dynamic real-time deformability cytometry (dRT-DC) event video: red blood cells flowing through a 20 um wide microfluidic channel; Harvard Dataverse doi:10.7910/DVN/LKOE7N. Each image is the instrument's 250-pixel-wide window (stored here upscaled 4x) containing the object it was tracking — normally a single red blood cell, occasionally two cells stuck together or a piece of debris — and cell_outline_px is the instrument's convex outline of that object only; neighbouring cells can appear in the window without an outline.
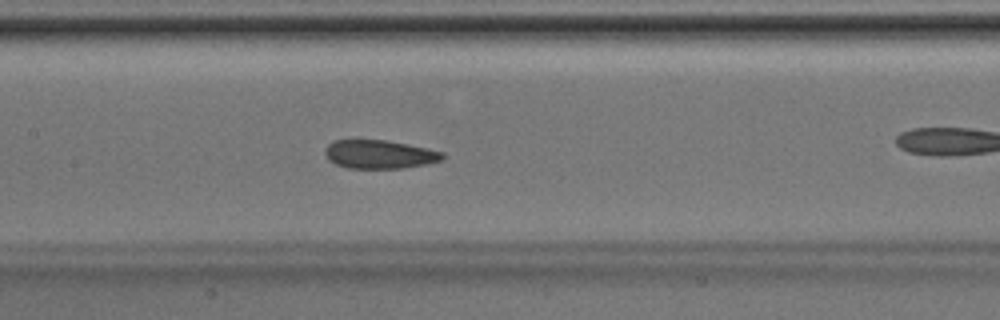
{"species": "Egyptian fruit bat (a non-hibernating species)", "species_latin": "Rousettus aegyptiacus", "temperature_condition": "room temperature", "stored_images_in_passage": 38, "camera_frame_rate_fps": 3000, "um_per_image_px": 0.085, "animal": {"sex": "male"}, "frame": {"image": 1, "passage_image": 22, "time_ms": 7.0, "image_size_px": [1000, 320], "cell_outline_px": [[444, 160], [404, 168], [348, 168], [336, 164], [328, 160], [324, 152], [324, 148], [332, 140], [384, 140], [408, 144], [428, 148], [444, 152]], "centroid_in_image_um": [32.24, 13.11], "position_along_channel_um": 175.2, "area_um2": 19.65}}